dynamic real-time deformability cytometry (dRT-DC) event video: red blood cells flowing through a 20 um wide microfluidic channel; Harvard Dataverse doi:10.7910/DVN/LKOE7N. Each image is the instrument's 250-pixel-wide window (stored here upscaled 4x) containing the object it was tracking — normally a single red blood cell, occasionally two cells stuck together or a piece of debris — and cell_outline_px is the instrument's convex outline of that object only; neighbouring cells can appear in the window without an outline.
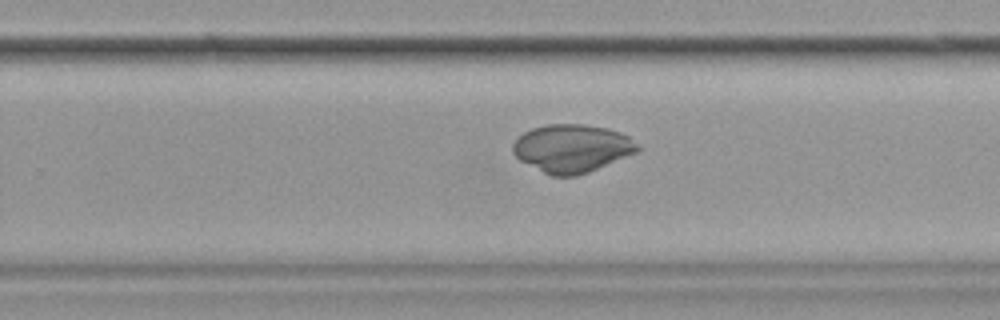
{"species": "common noctule bat (a hibernating species)", "species_latin": "Nyctalus noctula", "temperature_condition": "cold", "stored_images_in_passage": 38, "camera_frame_rate_fps": 3000, "um_per_image_px": 0.085, "animal": {"sex": "female", "body_mass_g": 19.9}, "frame": {"image": 1, "passage_image": 24, "time_ms": 7.667, "image_size_px": [1000, 320], "cell_outline_px": [[640, 148], [636, 152], [588, 172], [576, 176], [552, 176], [520, 160], [512, 152], [512, 144], [524, 132], [532, 128], [548, 124], [584, 124], [608, 128], [620, 132], [628, 136]], "centroid_in_image_um": [48.6, 12.6], "position_along_channel_um": 281.2, "area_um2": 34.51}}